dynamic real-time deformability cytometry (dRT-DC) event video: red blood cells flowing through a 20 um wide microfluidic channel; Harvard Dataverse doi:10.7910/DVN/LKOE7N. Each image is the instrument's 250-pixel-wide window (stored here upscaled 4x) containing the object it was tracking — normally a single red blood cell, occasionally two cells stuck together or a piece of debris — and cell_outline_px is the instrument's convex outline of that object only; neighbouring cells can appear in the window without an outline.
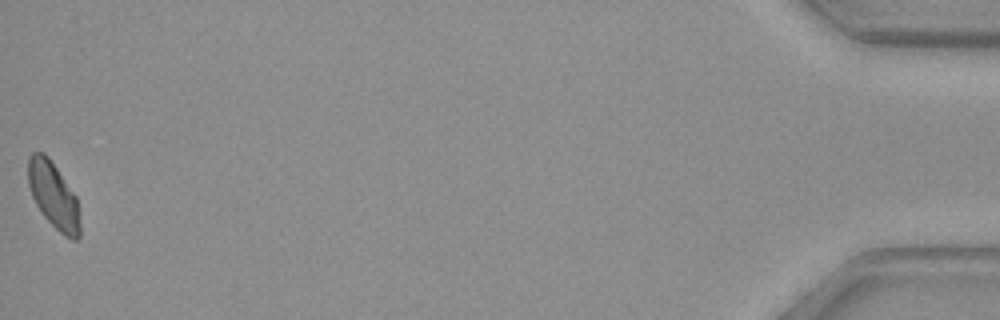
{"species": "common noctule bat (a hibernating species)", "species_latin": "Nyctalus noctula", "temperature_condition": "warm", "stored_images_in_passage": 48, "camera_frame_rate_fps": 3000, "um_per_image_px": 0.085, "animal": {"sex": "female", "body_mass_g": 29.2, "forearm_length_mm": 56.3}, "frame": {"image": 1, "passage_image": 48, "time_ms": 15.667, "image_size_px": [1000, 320], "cell_outline_px": [[80, 236], [76, 240], [72, 240], [64, 236], [44, 216], [36, 204], [32, 196], [28, 184], [28, 156], [32, 152], [44, 152], [48, 156], [76, 196], [80, 224]], "centroid_in_image_um": [4.54, 16.6], "position_along_channel_um": 430.7, "area_um2": 19.88}}